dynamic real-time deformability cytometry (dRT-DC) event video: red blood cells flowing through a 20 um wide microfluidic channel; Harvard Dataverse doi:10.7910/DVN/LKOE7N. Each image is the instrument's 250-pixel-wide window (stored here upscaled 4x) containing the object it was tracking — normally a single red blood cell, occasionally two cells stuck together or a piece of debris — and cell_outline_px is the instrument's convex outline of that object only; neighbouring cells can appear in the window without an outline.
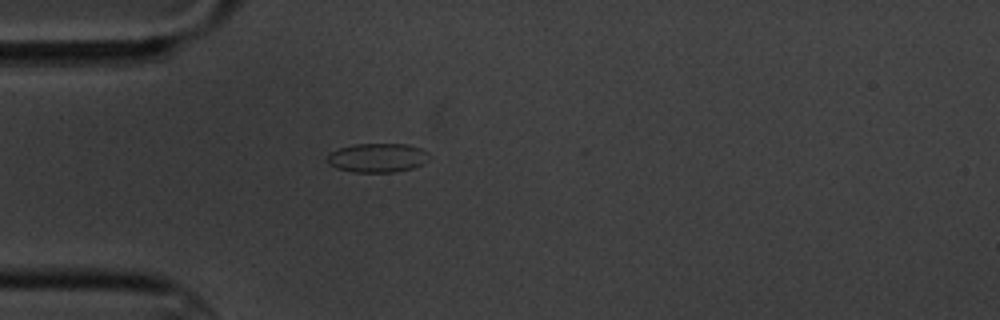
{"species": "common noctule bat (a hibernating species)", "species_latin": "Nyctalus noctula", "temperature_condition": "cold", "stored_images_in_passage": 1, "camera_frame_rate_fps": 3000, "um_per_image_px": 0.085, "animal": {"sex": "male", "body_mass_g": 20.1, "forearm_length_mm": 53.5}, "frame": {"image": 1, "passage_image": 1, "time_ms": 0.0, "image_size_px": [1000, 320], "cell_outline_px": [[428, 160], [424, 164], [412, 168], [396, 172], [352, 172], [336, 168], [328, 164], [324, 160], [328, 152], [352, 144], [404, 144], [420, 148], [428, 152]], "centroid_in_image_um": [32.03, 13.41], "position_along_channel_um": 53.0, "area_um2": 17.51}}